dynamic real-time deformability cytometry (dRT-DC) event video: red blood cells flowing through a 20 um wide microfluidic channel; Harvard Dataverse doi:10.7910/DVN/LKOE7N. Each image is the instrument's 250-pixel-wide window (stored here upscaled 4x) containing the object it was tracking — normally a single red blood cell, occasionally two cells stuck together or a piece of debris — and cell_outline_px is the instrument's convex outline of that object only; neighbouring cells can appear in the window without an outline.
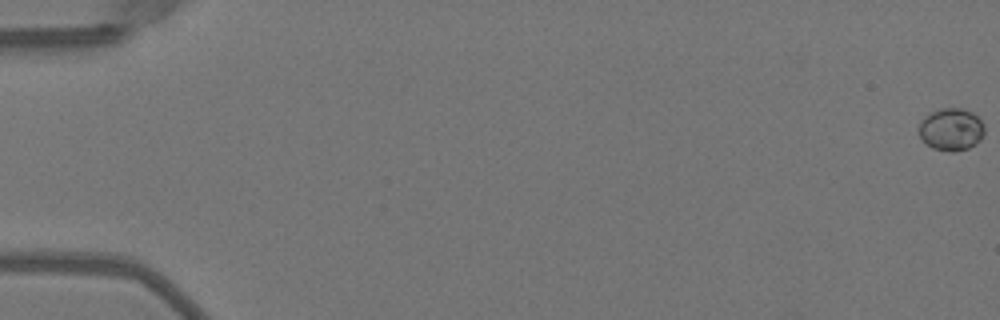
{"species": "Egyptian fruit bat (a non-hibernating species)", "species_latin": "Rousettus aegyptiacus", "temperature_condition": "warm", "stored_images_in_passage": 28, "camera_frame_rate_fps": 3000, "um_per_image_px": 0.085, "animal": {"sex": "female"}, "frame": {"image": 1, "passage_image": 1, "time_ms": 0.0, "image_size_px": [1000, 320], "cell_outline_px": [[984, 136], [976, 144], [968, 148], [952, 152], [948, 152], [932, 148], [920, 136], [920, 124], [932, 112], [940, 108], [964, 108], [972, 112], [984, 124]], "centroid_in_image_um": [80.91, 11.01], "position_along_channel_um": 4.1, "area_um2": 16.01}}
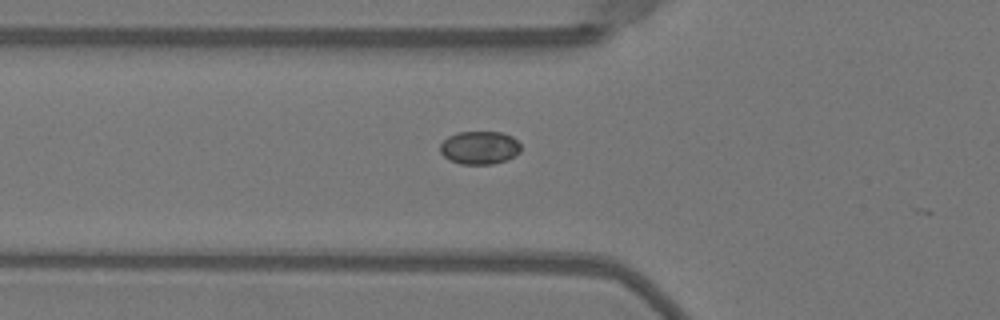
{"frame": {"image": 2, "passage_image": 20, "time_ms": 6.333, "image_size_px": [1000, 320], "cell_outline_px": [[520, 152], [516, 156], [508, 160], [492, 164], [460, 164], [448, 160], [440, 152], [440, 144], [448, 136], [456, 132], [500, 132], [512, 136], [520, 144]], "centroid_in_image_um": [40.76, 12.56], "position_along_channel_um": 85.0, "area_um2": 15.78}}
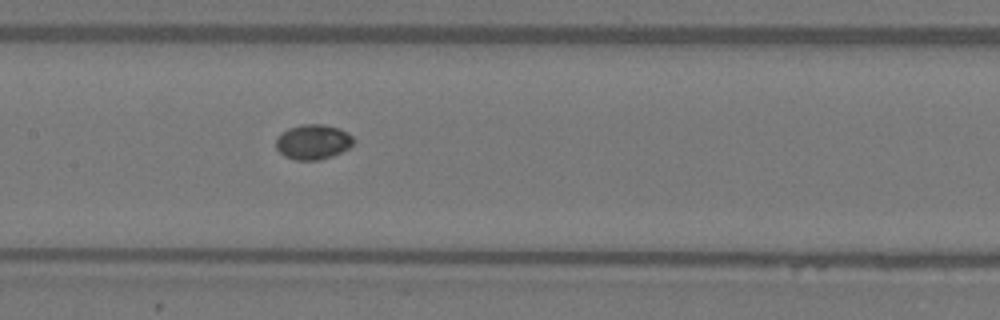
{"frame": {"image": 3, "passage_image": 27, "time_ms": 8.667, "image_size_px": [1000, 320], "cell_outline_px": [[352, 144], [348, 148], [332, 156], [320, 160], [296, 160], [284, 156], [276, 148], [276, 140], [288, 128], [300, 124], [324, 124], [340, 128], [348, 132], [352, 136]], "centroid_in_image_um": [26.61, 12.06], "position_along_channel_um": 180.8, "area_um2": 15.72}}